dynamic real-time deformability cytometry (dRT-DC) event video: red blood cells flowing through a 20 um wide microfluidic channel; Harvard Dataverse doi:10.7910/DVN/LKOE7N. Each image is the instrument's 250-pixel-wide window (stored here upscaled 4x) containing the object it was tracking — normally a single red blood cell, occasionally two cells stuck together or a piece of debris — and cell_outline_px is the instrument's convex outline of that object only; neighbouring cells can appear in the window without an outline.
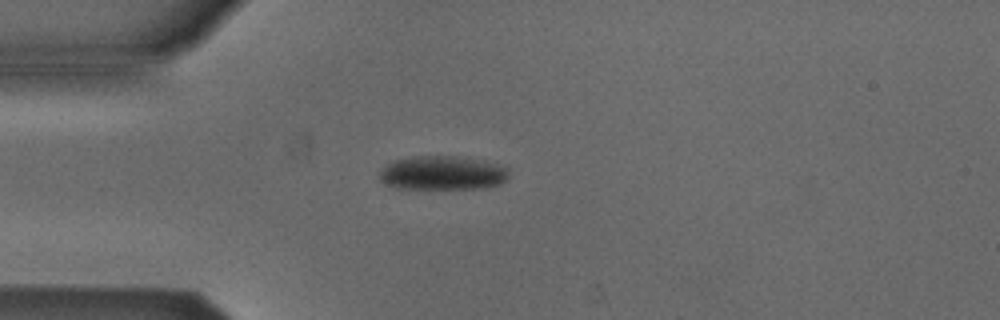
{"species": "Egyptian fruit bat (a non-hibernating species)", "species_latin": "Rousettus aegyptiacus", "temperature_condition": "cold", "stored_images_in_passage": 3, "camera_frame_rate_fps": 3000, "um_per_image_px": 0.085, "animal": {"sex": "male"}, "frame": {"image": 1, "passage_image": 3, "time_ms": 0.667, "image_size_px": [1000, 320], "cell_outline_px": [[508, 176], [500, 184], [484, 188], [396, 188], [384, 184], [380, 180], [380, 172], [388, 164], [396, 160], [412, 156], [456, 156], [484, 160], [500, 164], [508, 168]], "centroid_in_image_um": [37.64, 14.69], "position_along_channel_um": 47.4, "area_um2": 25.61}}